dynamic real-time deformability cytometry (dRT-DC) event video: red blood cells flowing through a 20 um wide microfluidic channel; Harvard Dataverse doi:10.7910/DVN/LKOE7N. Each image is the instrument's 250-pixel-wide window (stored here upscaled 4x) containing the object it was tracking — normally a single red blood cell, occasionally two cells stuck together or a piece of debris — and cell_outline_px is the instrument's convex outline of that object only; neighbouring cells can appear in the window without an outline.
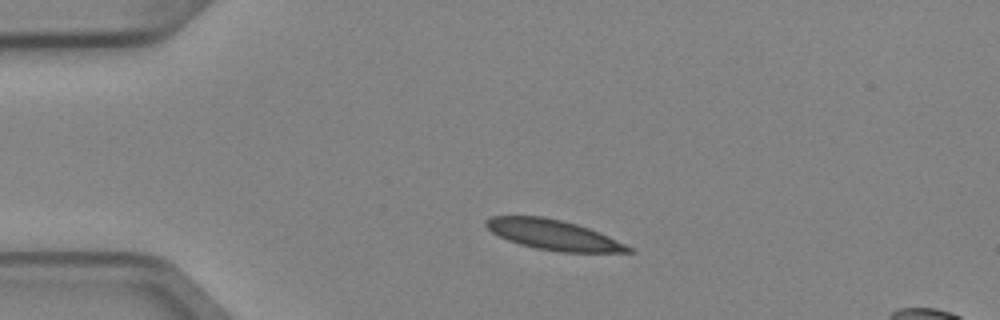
{"species": "Egyptian fruit bat (a non-hibernating species)", "species_latin": "Rousettus aegyptiacus", "temperature_condition": "cold", "stored_images_in_passage": 2, "camera_frame_rate_fps": 3000, "um_per_image_px": 0.085, "animal": {"sex": "female"}, "frame": {"image": 1, "passage_image": 2, "time_ms": 0.333, "image_size_px": [1000, 320], "cell_outline_px": [[636, 252], [560, 252], [536, 248], [520, 244], [508, 240], [492, 232], [484, 224], [484, 220], [492, 216], [544, 216], [576, 224], [588, 228], [608, 236], [632, 248]], "centroid_in_image_um": [47.01, 19.95], "position_along_channel_um": 38.0, "area_um2": 24.68}}